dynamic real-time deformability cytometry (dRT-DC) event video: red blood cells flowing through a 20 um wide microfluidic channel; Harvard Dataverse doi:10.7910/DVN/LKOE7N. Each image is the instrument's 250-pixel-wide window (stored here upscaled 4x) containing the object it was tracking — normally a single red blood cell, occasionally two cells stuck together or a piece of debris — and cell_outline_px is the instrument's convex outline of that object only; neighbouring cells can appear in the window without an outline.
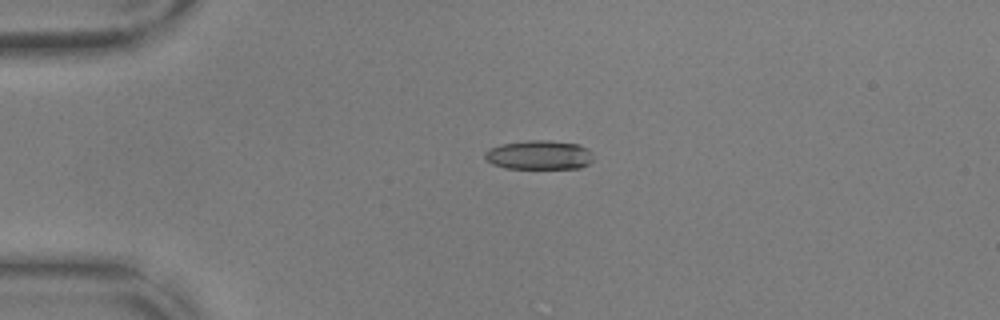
{"species": "common noctule bat (a hibernating species)", "species_latin": "Nyctalus noctula", "temperature_condition": "warm", "stored_images_in_passage": 43, "camera_frame_rate_fps": 3000, "um_per_image_px": 0.085, "animal": {"sex": "male", "body_mass_g": 17.9, "forearm_length_mm": 54.2}, "frame": {"image": 1, "passage_image": 1, "time_ms": 0.0, "image_size_px": [1000, 320], "cell_outline_px": [[592, 160], [588, 164], [580, 168], [504, 168], [492, 164], [484, 156], [484, 152], [488, 148], [500, 144], [528, 140], [548, 140], [580, 144], [588, 148], [592, 152]], "centroid_in_image_um": [45.82, 13.16], "position_along_channel_um": 39.2, "area_um2": 18.61}}
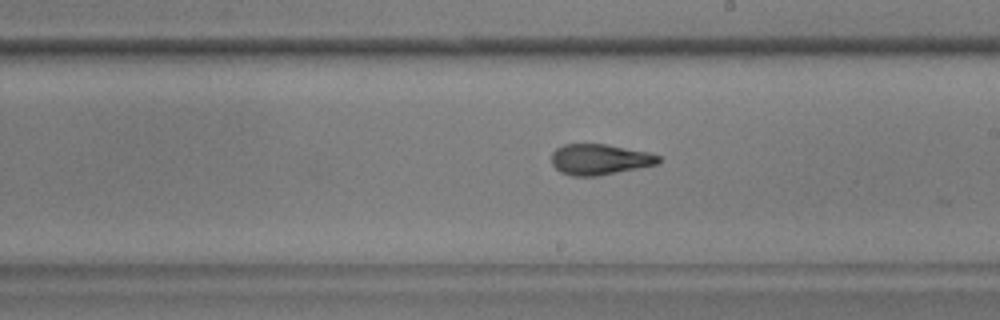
{"frame": {"image": 2, "passage_image": 20, "time_ms": 6.333, "image_size_px": [1000, 320], "cell_outline_px": [[660, 164], [596, 176], [572, 176], [560, 172], [552, 164], [552, 152], [556, 148], [564, 144], [604, 144], [648, 152], [660, 156]], "centroid_in_image_um": [50.97, 13.55], "position_along_channel_um": 238.0, "area_um2": 19.13}}
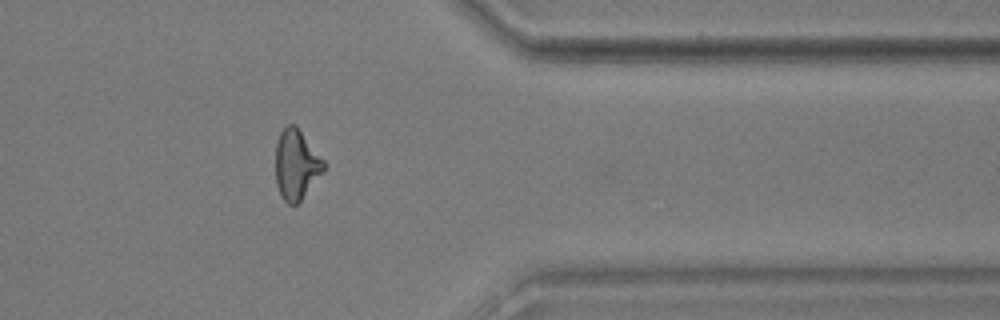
{"frame": {"image": 3, "passage_image": 33, "time_ms": 10.667, "image_size_px": [1000, 320], "cell_outline_px": [[324, 172], [300, 200], [296, 204], [288, 204], [280, 196], [276, 184], [276, 140], [280, 132], [288, 124], [296, 124], [324, 160]], "centroid_in_image_um": [25.17, 13.97], "position_along_channel_um": 386.2, "area_um2": 19.71}, "authors_computed_cell_mechanics": {"area_um2": 19.4208, "velocity_mm_per_s": 3.6893, "shape_relaxation_time_tau1_ms": 7.0973, "shape_relaxation_time_tau2_ms": 1.1867, "deformation_change_tau1": 0.2379, "deformation_change_tau2": 0.1004}}